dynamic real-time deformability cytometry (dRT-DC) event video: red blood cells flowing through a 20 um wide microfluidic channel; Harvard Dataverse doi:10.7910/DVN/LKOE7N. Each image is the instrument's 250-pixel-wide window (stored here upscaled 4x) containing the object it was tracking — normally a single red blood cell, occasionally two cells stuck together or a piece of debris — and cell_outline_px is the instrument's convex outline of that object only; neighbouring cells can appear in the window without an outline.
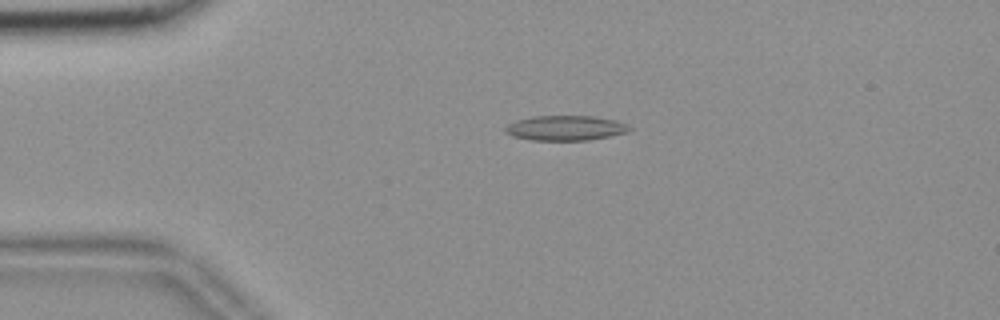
{"species": "common noctule bat (a hibernating species)", "species_latin": "Nyctalus noctula", "temperature_condition": "room temperature", "stored_images_in_passage": 56, "camera_frame_rate_fps": 3000, "um_per_image_px": 0.085, "animal": {"sex": "female", "body_mass_g": 18.4}, "frame": {"image": 1, "passage_image": 13, "time_ms": 4.0, "image_size_px": [1000, 320], "cell_outline_px": [[632, 128], [628, 132], [588, 140], [532, 140], [512, 136], [504, 132], [504, 128], [508, 124], [516, 120], [532, 116], [592, 116], [616, 120], [628, 124]], "centroid_in_image_um": [48.05, 10.87], "position_along_channel_um": 36.9, "area_um2": 18.09}}
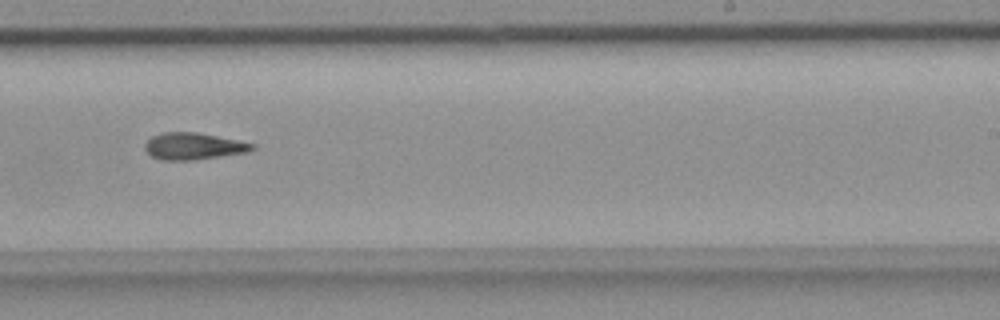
{"frame": {"image": 2, "passage_image": 35, "time_ms": 11.333, "image_size_px": [1000, 320], "cell_outline_px": [[256, 148], [248, 152], [192, 160], [164, 160], [152, 156], [144, 148], [144, 144], [152, 136], [160, 132], [196, 132], [256, 144]], "centroid_in_image_um": [16.44, 12.42], "position_along_channel_um": 272.6, "area_um2": 16.65}}
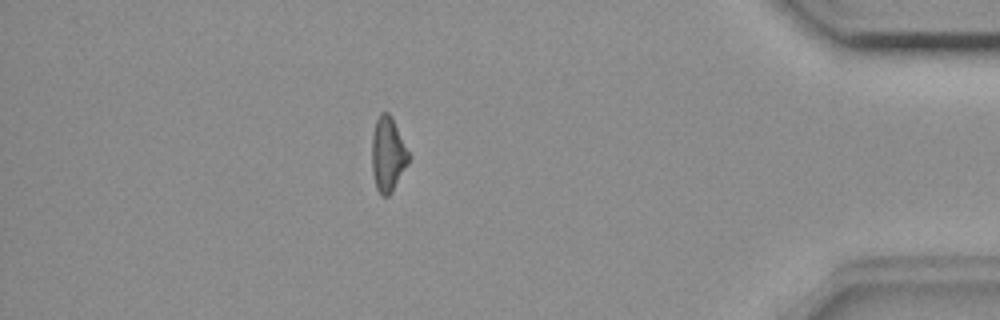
{"frame": {"image": 3, "passage_image": 49, "time_ms": 16.0, "image_size_px": [1000, 320], "cell_outline_px": [[412, 156], [408, 164], [392, 192], [388, 196], [380, 196], [376, 188], [372, 172], [372, 136], [376, 120], [380, 112], [388, 112], [392, 116]], "centroid_in_image_um": [32.99, 13.11], "position_along_channel_um": 402.2, "area_um2": 16.42}}